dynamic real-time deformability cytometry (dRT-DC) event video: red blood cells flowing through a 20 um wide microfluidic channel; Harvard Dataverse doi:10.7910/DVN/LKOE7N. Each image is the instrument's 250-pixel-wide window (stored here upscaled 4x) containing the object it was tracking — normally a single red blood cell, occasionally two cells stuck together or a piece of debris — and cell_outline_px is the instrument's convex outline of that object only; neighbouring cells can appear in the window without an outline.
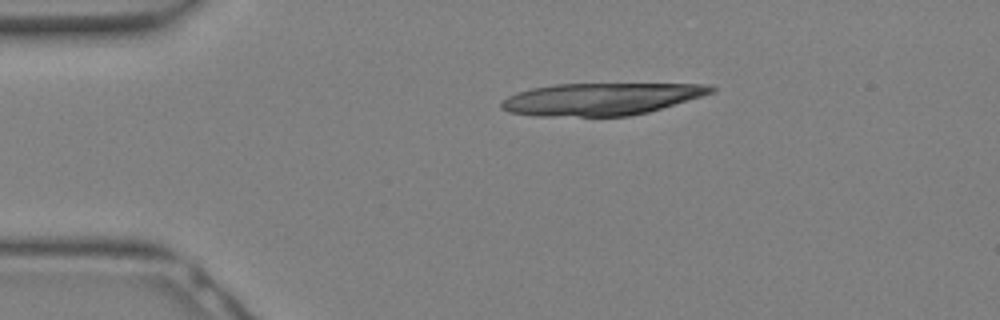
{"species": "Egyptian fruit bat (a non-hibernating species)", "species_latin": "Rousettus aegyptiacus", "temperature_condition": "warm", "stored_images_in_passage": 25, "camera_frame_rate_fps": 3000, "um_per_image_px": 0.085, "animal": {"sex": "female"}, "frame": {"image": 1, "passage_image": 2, "time_ms": 0.333, "image_size_px": [1000, 320], "cell_outline_px": [[716, 92], [648, 112], [628, 116], [536, 116], [508, 112], [500, 108], [500, 104], [508, 96], [532, 88], [556, 84], [704, 84], [716, 88]], "centroid_in_image_um": [51.08, 8.42], "position_along_channel_um": 33.9, "area_um2": 39.19}}
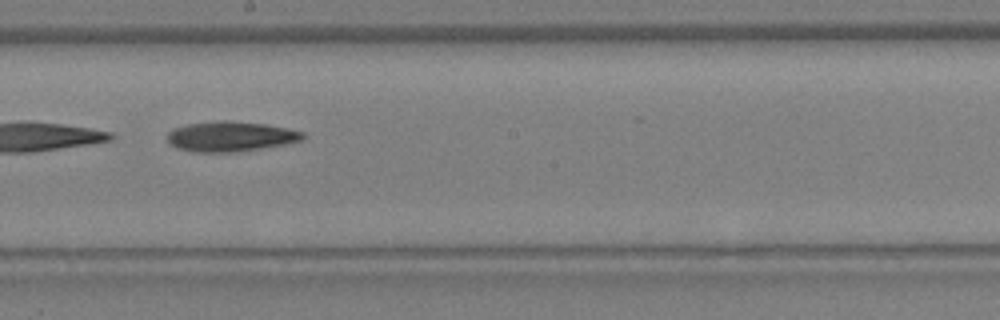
{"frame": {"image": 2, "passage_image": 13, "time_ms": 4.0, "image_size_px": [1000, 320], "cell_outline_px": [[308, 136], [300, 140], [284, 144], [232, 152], [196, 152], [176, 148], [168, 140], [168, 132], [172, 128], [188, 124], [224, 120], [264, 124], [288, 128], [304, 132]], "centroid_in_image_um": [19.59, 11.59], "position_along_channel_um": 228.6, "area_um2": 23.47}}
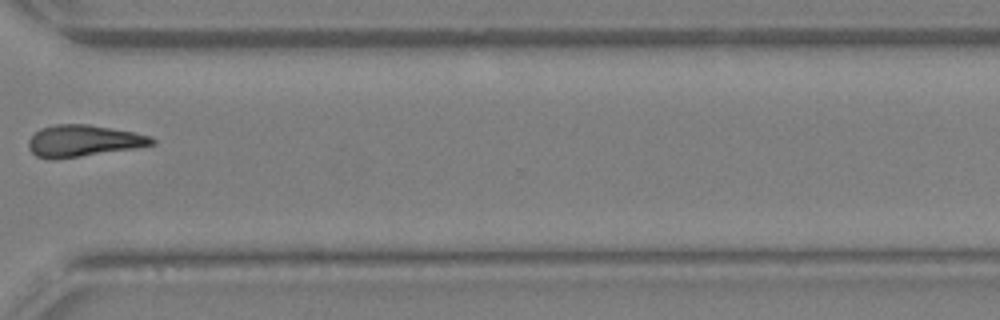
{"frame": {"image": 3, "passage_image": 19, "time_ms": 6.0, "image_size_px": [1000, 320], "cell_outline_px": [[156, 144], [136, 148], [52, 160], [36, 156], [28, 148], [28, 140], [40, 128], [52, 124], [88, 124], [112, 128], [152, 136], [156, 140]], "centroid_in_image_um": [7.08, 11.97], "position_along_channel_um": 363.5, "area_um2": 22.83}}